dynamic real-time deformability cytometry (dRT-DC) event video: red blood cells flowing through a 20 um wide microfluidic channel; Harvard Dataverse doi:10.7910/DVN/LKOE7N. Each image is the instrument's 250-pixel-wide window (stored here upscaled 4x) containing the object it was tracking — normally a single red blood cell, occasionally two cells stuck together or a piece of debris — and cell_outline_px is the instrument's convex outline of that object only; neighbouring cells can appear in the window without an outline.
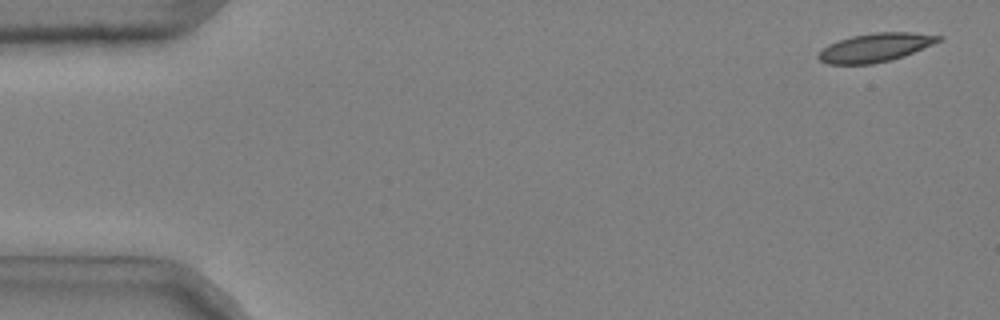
{"species": "common noctule bat (a hibernating species)", "species_latin": "Nyctalus noctula", "temperature_condition": "cold", "stored_images_in_passage": 47, "camera_frame_rate_fps": 3000, "um_per_image_px": 0.085, "animal": {"sex": "male", "body_mass_g": 20.4}, "frame": {"image": 1, "passage_image": 2, "time_ms": 0.333, "image_size_px": [1000, 320], "cell_outline_px": [[944, 36], [940, 40], [932, 44], [904, 56], [892, 60], [872, 64], [828, 64], [820, 60], [816, 56], [828, 44], [852, 36], [876, 32], [908, 32]], "centroid_in_image_um": [74.39, 4.04], "position_along_channel_um": 10.6, "area_um2": 19.83}}
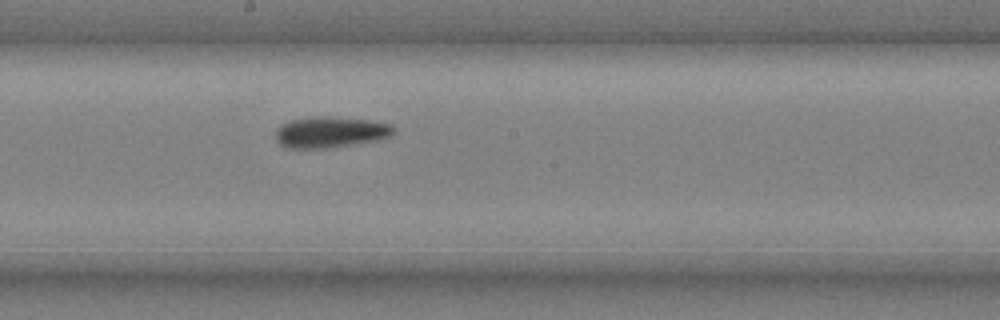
{"frame": {"image": 2, "passage_image": 29, "time_ms": 9.333, "image_size_px": [1000, 320], "cell_outline_px": [[396, 132], [380, 140], [324, 148], [288, 148], [280, 144], [276, 140], [276, 128], [280, 124], [292, 120], [312, 116], [332, 116], [372, 120], [392, 124], [396, 128]], "centroid_in_image_um": [28.11, 11.21], "position_along_channel_um": 220.1, "area_um2": 21.62}}
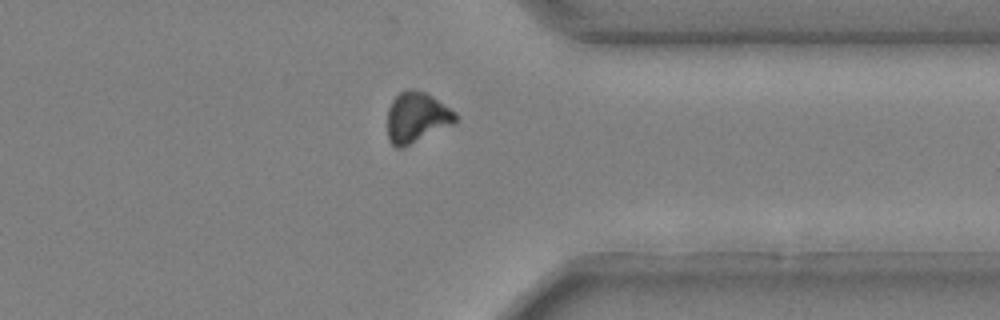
{"frame": {"image": 3, "passage_image": 42, "time_ms": 13.667, "image_size_px": [1000, 320], "cell_outline_px": [[460, 120], [456, 124], [404, 148], [396, 148], [388, 140], [388, 108], [392, 100], [400, 92], [412, 88], [416, 88], [432, 96], [456, 112]], "centroid_in_image_um": [35.46, 10.0], "position_along_channel_um": 375.9, "area_um2": 20.58}, "authors_computed_cell_mechanics": {"area_um2": 20.4034, "velocity_mm_per_s": 3.6973, "shape_relaxation_time_tau1_ms": 5.2781, "shape_relaxation_time_tau2_ms": 5.0362, "deformation_change_tau1": 0.1532, "deformation_change_tau2": 0.0982}}